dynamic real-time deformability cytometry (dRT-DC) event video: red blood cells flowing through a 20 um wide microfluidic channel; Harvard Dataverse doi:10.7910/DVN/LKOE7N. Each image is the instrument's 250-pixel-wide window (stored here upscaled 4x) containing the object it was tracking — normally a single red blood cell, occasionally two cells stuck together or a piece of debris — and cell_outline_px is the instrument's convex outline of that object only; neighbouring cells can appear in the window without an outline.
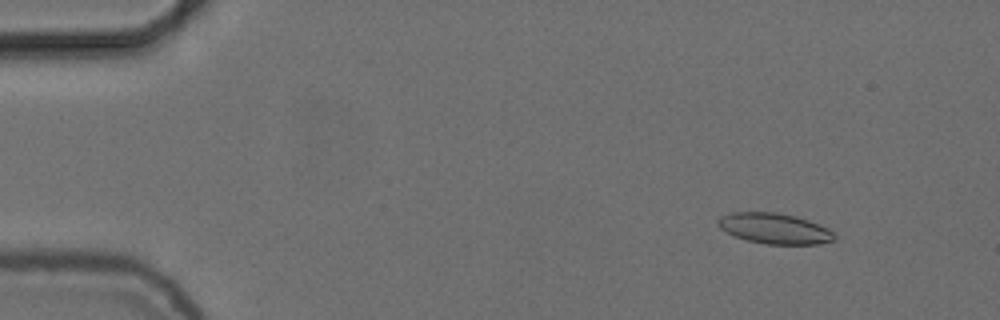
{"species": "common noctule bat (a hibernating species)", "species_latin": "Nyctalus noctula", "temperature_condition": "cold", "stored_images_in_passage": 56, "camera_frame_rate_fps": 3000, "um_per_image_px": 0.085, "animal": {"sex": "female", "body_mass_g": 24.6, "forearm_length_mm": 56.2}, "frame": {"image": 1, "passage_image": 7, "time_ms": 2.0, "image_size_px": [1000, 320], "cell_outline_px": [[836, 240], [820, 244], [764, 244], [748, 240], [736, 236], [720, 228], [716, 224], [716, 220], [720, 216], [732, 212], [776, 212], [796, 216], [808, 220], [828, 228], [836, 236]], "centroid_in_image_um": [65.84, 19.42], "position_along_channel_um": 19.2, "area_um2": 20.81}}
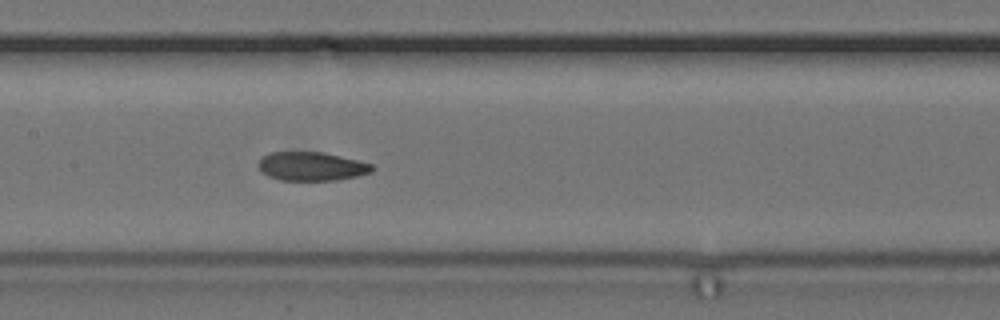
{"frame": {"image": 2, "passage_image": 28, "time_ms": 9.0, "image_size_px": [1000, 320], "cell_outline_px": [[372, 172], [356, 176], [336, 180], [280, 180], [268, 176], [260, 172], [256, 164], [268, 152], [324, 152], [372, 164]], "centroid_in_image_um": [26.42, 14.14], "position_along_channel_um": 181.0, "area_um2": 19.02}}
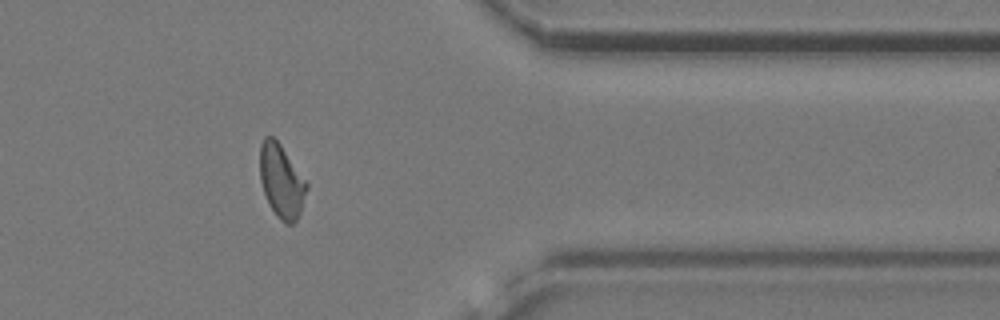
{"frame": {"image": 3, "passage_image": 46, "time_ms": 15.0, "image_size_px": [1000, 320], "cell_outline_px": [[308, 188], [300, 212], [296, 220], [292, 224], [288, 224], [280, 220], [276, 216], [268, 204], [260, 180], [260, 144], [264, 136], [272, 136], [280, 144], [308, 184]], "centroid_in_image_um": [23.91, 15.4], "position_along_channel_um": 387.5, "area_um2": 19.88}, "authors_computed_cell_mechanics": {"area_um2": 20.0277, "velocity_mm_per_s": 3.7163, "shape_relaxation_time_tau1_ms": null, "shape_relaxation_time_tau2_ms": 2.6842, "deformation_change_tau1": null, "deformation_change_tau2": 0.0858}}